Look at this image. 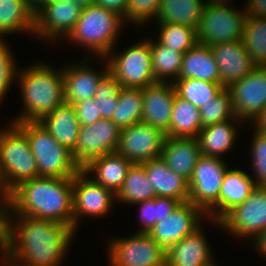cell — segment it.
Instances as JSON below:
<instances>
[{
    "label": "cell",
    "instance_id": "obj_1",
    "mask_svg": "<svg viewBox=\"0 0 266 266\" xmlns=\"http://www.w3.org/2000/svg\"><path fill=\"white\" fill-rule=\"evenodd\" d=\"M13 215L0 210L2 253L21 266H59L75 231L59 222L25 215H15L13 221Z\"/></svg>",
    "mask_w": 266,
    "mask_h": 266
},
{
    "label": "cell",
    "instance_id": "obj_2",
    "mask_svg": "<svg viewBox=\"0 0 266 266\" xmlns=\"http://www.w3.org/2000/svg\"><path fill=\"white\" fill-rule=\"evenodd\" d=\"M0 210L59 222L73 229V178L24 181L11 191L7 205Z\"/></svg>",
    "mask_w": 266,
    "mask_h": 266
},
{
    "label": "cell",
    "instance_id": "obj_3",
    "mask_svg": "<svg viewBox=\"0 0 266 266\" xmlns=\"http://www.w3.org/2000/svg\"><path fill=\"white\" fill-rule=\"evenodd\" d=\"M29 67L20 75L19 72L16 73L17 79H20L25 112L13 124L39 122L64 103L63 71H55L42 63Z\"/></svg>",
    "mask_w": 266,
    "mask_h": 266
},
{
    "label": "cell",
    "instance_id": "obj_4",
    "mask_svg": "<svg viewBox=\"0 0 266 266\" xmlns=\"http://www.w3.org/2000/svg\"><path fill=\"white\" fill-rule=\"evenodd\" d=\"M15 125L26 135L36 159L38 177L73 178L81 168L72 151L60 145L40 122H21Z\"/></svg>",
    "mask_w": 266,
    "mask_h": 266
},
{
    "label": "cell",
    "instance_id": "obj_5",
    "mask_svg": "<svg viewBox=\"0 0 266 266\" xmlns=\"http://www.w3.org/2000/svg\"><path fill=\"white\" fill-rule=\"evenodd\" d=\"M121 26L123 19L116 12L91 5L83 7L80 18L67 38L104 59L114 49Z\"/></svg>",
    "mask_w": 266,
    "mask_h": 266
},
{
    "label": "cell",
    "instance_id": "obj_6",
    "mask_svg": "<svg viewBox=\"0 0 266 266\" xmlns=\"http://www.w3.org/2000/svg\"><path fill=\"white\" fill-rule=\"evenodd\" d=\"M11 124L8 130L0 131V170L10 192L20 183L38 177L37 162L26 135Z\"/></svg>",
    "mask_w": 266,
    "mask_h": 266
},
{
    "label": "cell",
    "instance_id": "obj_7",
    "mask_svg": "<svg viewBox=\"0 0 266 266\" xmlns=\"http://www.w3.org/2000/svg\"><path fill=\"white\" fill-rule=\"evenodd\" d=\"M229 1H210L204 6L197 30V41L204 46H213L241 40L245 22L243 12L228 6ZM228 6V7H227Z\"/></svg>",
    "mask_w": 266,
    "mask_h": 266
},
{
    "label": "cell",
    "instance_id": "obj_8",
    "mask_svg": "<svg viewBox=\"0 0 266 266\" xmlns=\"http://www.w3.org/2000/svg\"><path fill=\"white\" fill-rule=\"evenodd\" d=\"M104 58L109 60L108 71L121 87L143 89L157 83L152 70L150 40L136 43L119 55L109 52Z\"/></svg>",
    "mask_w": 266,
    "mask_h": 266
},
{
    "label": "cell",
    "instance_id": "obj_9",
    "mask_svg": "<svg viewBox=\"0 0 266 266\" xmlns=\"http://www.w3.org/2000/svg\"><path fill=\"white\" fill-rule=\"evenodd\" d=\"M227 170L221 157L201 156L188 182L189 202L214 215L212 221H218L219 192Z\"/></svg>",
    "mask_w": 266,
    "mask_h": 266
},
{
    "label": "cell",
    "instance_id": "obj_10",
    "mask_svg": "<svg viewBox=\"0 0 266 266\" xmlns=\"http://www.w3.org/2000/svg\"><path fill=\"white\" fill-rule=\"evenodd\" d=\"M214 223L236 237H254L255 240L266 230V186H256L247 200Z\"/></svg>",
    "mask_w": 266,
    "mask_h": 266
},
{
    "label": "cell",
    "instance_id": "obj_11",
    "mask_svg": "<svg viewBox=\"0 0 266 266\" xmlns=\"http://www.w3.org/2000/svg\"><path fill=\"white\" fill-rule=\"evenodd\" d=\"M109 248L110 266H166V251L148 233L116 239Z\"/></svg>",
    "mask_w": 266,
    "mask_h": 266
},
{
    "label": "cell",
    "instance_id": "obj_12",
    "mask_svg": "<svg viewBox=\"0 0 266 266\" xmlns=\"http://www.w3.org/2000/svg\"><path fill=\"white\" fill-rule=\"evenodd\" d=\"M228 89L235 117L255 122L266 108V66H256Z\"/></svg>",
    "mask_w": 266,
    "mask_h": 266
},
{
    "label": "cell",
    "instance_id": "obj_13",
    "mask_svg": "<svg viewBox=\"0 0 266 266\" xmlns=\"http://www.w3.org/2000/svg\"><path fill=\"white\" fill-rule=\"evenodd\" d=\"M121 129L111 119H100L90 125H80L73 159L82 169L92 159L115 152Z\"/></svg>",
    "mask_w": 266,
    "mask_h": 266
},
{
    "label": "cell",
    "instance_id": "obj_14",
    "mask_svg": "<svg viewBox=\"0 0 266 266\" xmlns=\"http://www.w3.org/2000/svg\"><path fill=\"white\" fill-rule=\"evenodd\" d=\"M166 134L149 124L138 122L121 129L116 153L134 163L161 157Z\"/></svg>",
    "mask_w": 266,
    "mask_h": 266
},
{
    "label": "cell",
    "instance_id": "obj_15",
    "mask_svg": "<svg viewBox=\"0 0 266 266\" xmlns=\"http://www.w3.org/2000/svg\"><path fill=\"white\" fill-rule=\"evenodd\" d=\"M82 169L73 177V230L76 232L79 217H101L107 214L116 194L96 183ZM82 215V216H81Z\"/></svg>",
    "mask_w": 266,
    "mask_h": 266
},
{
    "label": "cell",
    "instance_id": "obj_16",
    "mask_svg": "<svg viewBox=\"0 0 266 266\" xmlns=\"http://www.w3.org/2000/svg\"><path fill=\"white\" fill-rule=\"evenodd\" d=\"M202 215L206 213L193 203H180L169 216L156 223L148 234L167 251L173 244L200 227Z\"/></svg>",
    "mask_w": 266,
    "mask_h": 266
},
{
    "label": "cell",
    "instance_id": "obj_17",
    "mask_svg": "<svg viewBox=\"0 0 266 266\" xmlns=\"http://www.w3.org/2000/svg\"><path fill=\"white\" fill-rule=\"evenodd\" d=\"M82 10L83 7L73 1L45 4L35 13L34 33L48 40H56L60 35L66 37L75 27Z\"/></svg>",
    "mask_w": 266,
    "mask_h": 266
},
{
    "label": "cell",
    "instance_id": "obj_18",
    "mask_svg": "<svg viewBox=\"0 0 266 266\" xmlns=\"http://www.w3.org/2000/svg\"><path fill=\"white\" fill-rule=\"evenodd\" d=\"M168 83V84H167ZM141 122L160 129L168 136L176 89L173 82H157L142 89Z\"/></svg>",
    "mask_w": 266,
    "mask_h": 266
},
{
    "label": "cell",
    "instance_id": "obj_19",
    "mask_svg": "<svg viewBox=\"0 0 266 266\" xmlns=\"http://www.w3.org/2000/svg\"><path fill=\"white\" fill-rule=\"evenodd\" d=\"M210 47L220 72V83L225 88L241 80L256 67L241 40Z\"/></svg>",
    "mask_w": 266,
    "mask_h": 266
},
{
    "label": "cell",
    "instance_id": "obj_20",
    "mask_svg": "<svg viewBox=\"0 0 266 266\" xmlns=\"http://www.w3.org/2000/svg\"><path fill=\"white\" fill-rule=\"evenodd\" d=\"M90 61L85 58L83 63L63 69L64 102L73 105L82 100L94 98L100 81L109 73L108 66L102 73H98L89 66Z\"/></svg>",
    "mask_w": 266,
    "mask_h": 266
},
{
    "label": "cell",
    "instance_id": "obj_21",
    "mask_svg": "<svg viewBox=\"0 0 266 266\" xmlns=\"http://www.w3.org/2000/svg\"><path fill=\"white\" fill-rule=\"evenodd\" d=\"M201 156L200 144L197 138L170 136L166 137L161 154V158L167 166L188 182Z\"/></svg>",
    "mask_w": 266,
    "mask_h": 266
},
{
    "label": "cell",
    "instance_id": "obj_22",
    "mask_svg": "<svg viewBox=\"0 0 266 266\" xmlns=\"http://www.w3.org/2000/svg\"><path fill=\"white\" fill-rule=\"evenodd\" d=\"M200 226L166 251V266H204L213 262Z\"/></svg>",
    "mask_w": 266,
    "mask_h": 266
},
{
    "label": "cell",
    "instance_id": "obj_23",
    "mask_svg": "<svg viewBox=\"0 0 266 266\" xmlns=\"http://www.w3.org/2000/svg\"><path fill=\"white\" fill-rule=\"evenodd\" d=\"M141 164L155 189L156 196L170 197L181 203L189 201L188 181L173 172L161 157Z\"/></svg>",
    "mask_w": 266,
    "mask_h": 266
},
{
    "label": "cell",
    "instance_id": "obj_24",
    "mask_svg": "<svg viewBox=\"0 0 266 266\" xmlns=\"http://www.w3.org/2000/svg\"><path fill=\"white\" fill-rule=\"evenodd\" d=\"M39 122L60 145L74 151L79 138L80 122L73 105L64 102Z\"/></svg>",
    "mask_w": 266,
    "mask_h": 266
},
{
    "label": "cell",
    "instance_id": "obj_25",
    "mask_svg": "<svg viewBox=\"0 0 266 266\" xmlns=\"http://www.w3.org/2000/svg\"><path fill=\"white\" fill-rule=\"evenodd\" d=\"M132 162L116 152L92 159L82 170L88 175L95 173L93 180L115 194L121 188Z\"/></svg>",
    "mask_w": 266,
    "mask_h": 266
},
{
    "label": "cell",
    "instance_id": "obj_26",
    "mask_svg": "<svg viewBox=\"0 0 266 266\" xmlns=\"http://www.w3.org/2000/svg\"><path fill=\"white\" fill-rule=\"evenodd\" d=\"M220 83V72L210 46L197 43L183 55L179 79Z\"/></svg>",
    "mask_w": 266,
    "mask_h": 266
},
{
    "label": "cell",
    "instance_id": "obj_27",
    "mask_svg": "<svg viewBox=\"0 0 266 266\" xmlns=\"http://www.w3.org/2000/svg\"><path fill=\"white\" fill-rule=\"evenodd\" d=\"M256 187L255 181L240 169H228L218 198V221L233 207L243 203Z\"/></svg>",
    "mask_w": 266,
    "mask_h": 266
},
{
    "label": "cell",
    "instance_id": "obj_28",
    "mask_svg": "<svg viewBox=\"0 0 266 266\" xmlns=\"http://www.w3.org/2000/svg\"><path fill=\"white\" fill-rule=\"evenodd\" d=\"M206 3L205 0H161L155 20L158 24H181L198 30Z\"/></svg>",
    "mask_w": 266,
    "mask_h": 266
},
{
    "label": "cell",
    "instance_id": "obj_29",
    "mask_svg": "<svg viewBox=\"0 0 266 266\" xmlns=\"http://www.w3.org/2000/svg\"><path fill=\"white\" fill-rule=\"evenodd\" d=\"M238 121L237 117L223 122L210 124L201 129L197 139L200 144L202 156L220 157L225 152H228L233 147L236 141L237 132L233 126V121Z\"/></svg>",
    "mask_w": 266,
    "mask_h": 266
},
{
    "label": "cell",
    "instance_id": "obj_30",
    "mask_svg": "<svg viewBox=\"0 0 266 266\" xmlns=\"http://www.w3.org/2000/svg\"><path fill=\"white\" fill-rule=\"evenodd\" d=\"M202 128L199 109L176 94L168 136L197 138Z\"/></svg>",
    "mask_w": 266,
    "mask_h": 266
},
{
    "label": "cell",
    "instance_id": "obj_31",
    "mask_svg": "<svg viewBox=\"0 0 266 266\" xmlns=\"http://www.w3.org/2000/svg\"><path fill=\"white\" fill-rule=\"evenodd\" d=\"M35 13L26 0H0V39L4 34L33 32Z\"/></svg>",
    "mask_w": 266,
    "mask_h": 266
},
{
    "label": "cell",
    "instance_id": "obj_32",
    "mask_svg": "<svg viewBox=\"0 0 266 266\" xmlns=\"http://www.w3.org/2000/svg\"><path fill=\"white\" fill-rule=\"evenodd\" d=\"M155 197V189L147 177L144 166L139 163L132 164L121 188L116 193V198L128 204H135Z\"/></svg>",
    "mask_w": 266,
    "mask_h": 266
},
{
    "label": "cell",
    "instance_id": "obj_33",
    "mask_svg": "<svg viewBox=\"0 0 266 266\" xmlns=\"http://www.w3.org/2000/svg\"><path fill=\"white\" fill-rule=\"evenodd\" d=\"M150 46L155 81L166 83L169 78L179 79L184 53L167 48L159 41L150 40Z\"/></svg>",
    "mask_w": 266,
    "mask_h": 266
},
{
    "label": "cell",
    "instance_id": "obj_34",
    "mask_svg": "<svg viewBox=\"0 0 266 266\" xmlns=\"http://www.w3.org/2000/svg\"><path fill=\"white\" fill-rule=\"evenodd\" d=\"M143 91L141 88L121 87L112 121L120 129L141 122Z\"/></svg>",
    "mask_w": 266,
    "mask_h": 266
},
{
    "label": "cell",
    "instance_id": "obj_35",
    "mask_svg": "<svg viewBox=\"0 0 266 266\" xmlns=\"http://www.w3.org/2000/svg\"><path fill=\"white\" fill-rule=\"evenodd\" d=\"M241 41L256 66H266V17H245Z\"/></svg>",
    "mask_w": 266,
    "mask_h": 266
},
{
    "label": "cell",
    "instance_id": "obj_36",
    "mask_svg": "<svg viewBox=\"0 0 266 266\" xmlns=\"http://www.w3.org/2000/svg\"><path fill=\"white\" fill-rule=\"evenodd\" d=\"M176 94L195 105L198 109L207 104L225 87L221 83H213L194 78L176 79Z\"/></svg>",
    "mask_w": 266,
    "mask_h": 266
},
{
    "label": "cell",
    "instance_id": "obj_37",
    "mask_svg": "<svg viewBox=\"0 0 266 266\" xmlns=\"http://www.w3.org/2000/svg\"><path fill=\"white\" fill-rule=\"evenodd\" d=\"M181 202L170 197H158L135 203L140 206V221L143 226L138 232L148 233L156 223L169 216Z\"/></svg>",
    "mask_w": 266,
    "mask_h": 266
},
{
    "label": "cell",
    "instance_id": "obj_38",
    "mask_svg": "<svg viewBox=\"0 0 266 266\" xmlns=\"http://www.w3.org/2000/svg\"><path fill=\"white\" fill-rule=\"evenodd\" d=\"M160 25L159 42L172 50L186 53L197 43V30L187 25L167 23Z\"/></svg>",
    "mask_w": 266,
    "mask_h": 266
},
{
    "label": "cell",
    "instance_id": "obj_39",
    "mask_svg": "<svg viewBox=\"0 0 266 266\" xmlns=\"http://www.w3.org/2000/svg\"><path fill=\"white\" fill-rule=\"evenodd\" d=\"M199 111L202 127L234 118L229 89L224 88L212 100L199 108Z\"/></svg>",
    "mask_w": 266,
    "mask_h": 266
},
{
    "label": "cell",
    "instance_id": "obj_40",
    "mask_svg": "<svg viewBox=\"0 0 266 266\" xmlns=\"http://www.w3.org/2000/svg\"><path fill=\"white\" fill-rule=\"evenodd\" d=\"M120 84L115 77L108 73L99 83L94 99L98 104L102 119H111L116 109Z\"/></svg>",
    "mask_w": 266,
    "mask_h": 266
},
{
    "label": "cell",
    "instance_id": "obj_41",
    "mask_svg": "<svg viewBox=\"0 0 266 266\" xmlns=\"http://www.w3.org/2000/svg\"><path fill=\"white\" fill-rule=\"evenodd\" d=\"M161 0H128L123 21L141 25L151 18H156Z\"/></svg>",
    "mask_w": 266,
    "mask_h": 266
},
{
    "label": "cell",
    "instance_id": "obj_42",
    "mask_svg": "<svg viewBox=\"0 0 266 266\" xmlns=\"http://www.w3.org/2000/svg\"><path fill=\"white\" fill-rule=\"evenodd\" d=\"M252 163L256 186H266V134L255 130L252 141Z\"/></svg>",
    "mask_w": 266,
    "mask_h": 266
},
{
    "label": "cell",
    "instance_id": "obj_43",
    "mask_svg": "<svg viewBox=\"0 0 266 266\" xmlns=\"http://www.w3.org/2000/svg\"><path fill=\"white\" fill-rule=\"evenodd\" d=\"M6 44L7 42L0 39V101L16 79L17 73L14 57Z\"/></svg>",
    "mask_w": 266,
    "mask_h": 266
},
{
    "label": "cell",
    "instance_id": "obj_44",
    "mask_svg": "<svg viewBox=\"0 0 266 266\" xmlns=\"http://www.w3.org/2000/svg\"><path fill=\"white\" fill-rule=\"evenodd\" d=\"M80 125H90L102 119L98 104L94 98L73 104Z\"/></svg>",
    "mask_w": 266,
    "mask_h": 266
},
{
    "label": "cell",
    "instance_id": "obj_45",
    "mask_svg": "<svg viewBox=\"0 0 266 266\" xmlns=\"http://www.w3.org/2000/svg\"><path fill=\"white\" fill-rule=\"evenodd\" d=\"M94 5L116 12L123 18L128 5V0H95Z\"/></svg>",
    "mask_w": 266,
    "mask_h": 266
},
{
    "label": "cell",
    "instance_id": "obj_46",
    "mask_svg": "<svg viewBox=\"0 0 266 266\" xmlns=\"http://www.w3.org/2000/svg\"><path fill=\"white\" fill-rule=\"evenodd\" d=\"M246 3V17H266V0H248Z\"/></svg>",
    "mask_w": 266,
    "mask_h": 266
},
{
    "label": "cell",
    "instance_id": "obj_47",
    "mask_svg": "<svg viewBox=\"0 0 266 266\" xmlns=\"http://www.w3.org/2000/svg\"><path fill=\"white\" fill-rule=\"evenodd\" d=\"M10 194L11 192L7 189V186L4 182V179H3V176L0 170V197H1L0 198V209L7 205L9 198H10Z\"/></svg>",
    "mask_w": 266,
    "mask_h": 266
},
{
    "label": "cell",
    "instance_id": "obj_48",
    "mask_svg": "<svg viewBox=\"0 0 266 266\" xmlns=\"http://www.w3.org/2000/svg\"><path fill=\"white\" fill-rule=\"evenodd\" d=\"M254 241L257 250L266 257V230H264Z\"/></svg>",
    "mask_w": 266,
    "mask_h": 266
},
{
    "label": "cell",
    "instance_id": "obj_49",
    "mask_svg": "<svg viewBox=\"0 0 266 266\" xmlns=\"http://www.w3.org/2000/svg\"><path fill=\"white\" fill-rule=\"evenodd\" d=\"M255 129L259 130L260 132L266 134V108L260 114V116L255 120Z\"/></svg>",
    "mask_w": 266,
    "mask_h": 266
},
{
    "label": "cell",
    "instance_id": "obj_50",
    "mask_svg": "<svg viewBox=\"0 0 266 266\" xmlns=\"http://www.w3.org/2000/svg\"><path fill=\"white\" fill-rule=\"evenodd\" d=\"M28 6L36 13L43 5L51 3V0H26Z\"/></svg>",
    "mask_w": 266,
    "mask_h": 266
},
{
    "label": "cell",
    "instance_id": "obj_51",
    "mask_svg": "<svg viewBox=\"0 0 266 266\" xmlns=\"http://www.w3.org/2000/svg\"><path fill=\"white\" fill-rule=\"evenodd\" d=\"M72 1L78 5H81L82 7L91 6L95 3V0H70V2Z\"/></svg>",
    "mask_w": 266,
    "mask_h": 266
},
{
    "label": "cell",
    "instance_id": "obj_52",
    "mask_svg": "<svg viewBox=\"0 0 266 266\" xmlns=\"http://www.w3.org/2000/svg\"><path fill=\"white\" fill-rule=\"evenodd\" d=\"M3 255V258H4V262L8 265V264H10V266H21L20 264H18L17 265V263L16 262H13L14 263V265L12 264V261L10 262V259L9 258H7L4 254H2ZM12 264V265H11Z\"/></svg>",
    "mask_w": 266,
    "mask_h": 266
},
{
    "label": "cell",
    "instance_id": "obj_53",
    "mask_svg": "<svg viewBox=\"0 0 266 266\" xmlns=\"http://www.w3.org/2000/svg\"><path fill=\"white\" fill-rule=\"evenodd\" d=\"M56 2H70V0H51V3H56Z\"/></svg>",
    "mask_w": 266,
    "mask_h": 266
},
{
    "label": "cell",
    "instance_id": "obj_54",
    "mask_svg": "<svg viewBox=\"0 0 266 266\" xmlns=\"http://www.w3.org/2000/svg\"><path fill=\"white\" fill-rule=\"evenodd\" d=\"M204 266H216V264H214V261H213V262H210V263H208V264H206Z\"/></svg>",
    "mask_w": 266,
    "mask_h": 266
},
{
    "label": "cell",
    "instance_id": "obj_55",
    "mask_svg": "<svg viewBox=\"0 0 266 266\" xmlns=\"http://www.w3.org/2000/svg\"><path fill=\"white\" fill-rule=\"evenodd\" d=\"M210 1H230V0H210Z\"/></svg>",
    "mask_w": 266,
    "mask_h": 266
}]
</instances>
